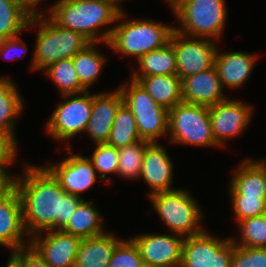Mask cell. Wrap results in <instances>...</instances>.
Returning a JSON list of instances; mask_svg holds the SVG:
<instances>
[{
    "label": "cell",
    "mask_w": 266,
    "mask_h": 267,
    "mask_svg": "<svg viewBox=\"0 0 266 267\" xmlns=\"http://www.w3.org/2000/svg\"><path fill=\"white\" fill-rule=\"evenodd\" d=\"M18 174L23 224L29 238L48 231L62 229L85 199L65 192L59 181L44 166L24 164Z\"/></svg>",
    "instance_id": "cell-1"
},
{
    "label": "cell",
    "mask_w": 266,
    "mask_h": 267,
    "mask_svg": "<svg viewBox=\"0 0 266 267\" xmlns=\"http://www.w3.org/2000/svg\"><path fill=\"white\" fill-rule=\"evenodd\" d=\"M122 9L113 0H57L45 12L57 25L101 44L108 42L114 25L106 26L116 23Z\"/></svg>",
    "instance_id": "cell-2"
},
{
    "label": "cell",
    "mask_w": 266,
    "mask_h": 267,
    "mask_svg": "<svg viewBox=\"0 0 266 267\" xmlns=\"http://www.w3.org/2000/svg\"><path fill=\"white\" fill-rule=\"evenodd\" d=\"M124 8L119 13L108 42H104L115 53L135 57L137 61L144 54L158 50L170 42L175 26L159 21L125 18ZM119 21V22H118Z\"/></svg>",
    "instance_id": "cell-3"
},
{
    "label": "cell",
    "mask_w": 266,
    "mask_h": 267,
    "mask_svg": "<svg viewBox=\"0 0 266 267\" xmlns=\"http://www.w3.org/2000/svg\"><path fill=\"white\" fill-rule=\"evenodd\" d=\"M37 27L36 43L30 67L43 71L52 63L72 58L90 42L80 33L57 25L45 12L33 14L27 30Z\"/></svg>",
    "instance_id": "cell-4"
},
{
    "label": "cell",
    "mask_w": 266,
    "mask_h": 267,
    "mask_svg": "<svg viewBox=\"0 0 266 267\" xmlns=\"http://www.w3.org/2000/svg\"><path fill=\"white\" fill-rule=\"evenodd\" d=\"M169 6L180 24L175 25V31L216 42L223 38L227 23L225 0H172Z\"/></svg>",
    "instance_id": "cell-5"
},
{
    "label": "cell",
    "mask_w": 266,
    "mask_h": 267,
    "mask_svg": "<svg viewBox=\"0 0 266 267\" xmlns=\"http://www.w3.org/2000/svg\"><path fill=\"white\" fill-rule=\"evenodd\" d=\"M190 193L184 188H178L148 196L152 208L160 216L163 224L171 233L183 237L198 235L205 231L201 226L204 213L199 208L198 200Z\"/></svg>",
    "instance_id": "cell-6"
},
{
    "label": "cell",
    "mask_w": 266,
    "mask_h": 267,
    "mask_svg": "<svg viewBox=\"0 0 266 267\" xmlns=\"http://www.w3.org/2000/svg\"><path fill=\"white\" fill-rule=\"evenodd\" d=\"M168 133L173 144L218 148L206 106L181 102L168 109Z\"/></svg>",
    "instance_id": "cell-7"
},
{
    "label": "cell",
    "mask_w": 266,
    "mask_h": 267,
    "mask_svg": "<svg viewBox=\"0 0 266 267\" xmlns=\"http://www.w3.org/2000/svg\"><path fill=\"white\" fill-rule=\"evenodd\" d=\"M118 89L135 117L141 140L158 142L168 134V109L156 103L137 81L129 80Z\"/></svg>",
    "instance_id": "cell-8"
},
{
    "label": "cell",
    "mask_w": 266,
    "mask_h": 267,
    "mask_svg": "<svg viewBox=\"0 0 266 267\" xmlns=\"http://www.w3.org/2000/svg\"><path fill=\"white\" fill-rule=\"evenodd\" d=\"M65 100L54 108L45 124V131L57 142H67L79 133L86 132L92 112V94L85 91L80 94L61 96Z\"/></svg>",
    "instance_id": "cell-9"
},
{
    "label": "cell",
    "mask_w": 266,
    "mask_h": 267,
    "mask_svg": "<svg viewBox=\"0 0 266 267\" xmlns=\"http://www.w3.org/2000/svg\"><path fill=\"white\" fill-rule=\"evenodd\" d=\"M234 242L228 236L220 239L209 231L185 237L180 267H230Z\"/></svg>",
    "instance_id": "cell-10"
},
{
    "label": "cell",
    "mask_w": 266,
    "mask_h": 267,
    "mask_svg": "<svg viewBox=\"0 0 266 267\" xmlns=\"http://www.w3.org/2000/svg\"><path fill=\"white\" fill-rule=\"evenodd\" d=\"M169 43L174 48L177 76L181 80L215 66L216 41L186 36L174 30Z\"/></svg>",
    "instance_id": "cell-11"
},
{
    "label": "cell",
    "mask_w": 266,
    "mask_h": 267,
    "mask_svg": "<svg viewBox=\"0 0 266 267\" xmlns=\"http://www.w3.org/2000/svg\"><path fill=\"white\" fill-rule=\"evenodd\" d=\"M253 115L252 105L238 99L226 98L209 107L212 134L217 146L225 148L228 140L243 133L252 121Z\"/></svg>",
    "instance_id": "cell-12"
},
{
    "label": "cell",
    "mask_w": 266,
    "mask_h": 267,
    "mask_svg": "<svg viewBox=\"0 0 266 267\" xmlns=\"http://www.w3.org/2000/svg\"><path fill=\"white\" fill-rule=\"evenodd\" d=\"M139 249L144 265L153 267H180L182 262V235L146 233L130 237Z\"/></svg>",
    "instance_id": "cell-13"
},
{
    "label": "cell",
    "mask_w": 266,
    "mask_h": 267,
    "mask_svg": "<svg viewBox=\"0 0 266 267\" xmlns=\"http://www.w3.org/2000/svg\"><path fill=\"white\" fill-rule=\"evenodd\" d=\"M81 240L61 229L48 230L32 236L29 247L49 267H74Z\"/></svg>",
    "instance_id": "cell-14"
},
{
    "label": "cell",
    "mask_w": 266,
    "mask_h": 267,
    "mask_svg": "<svg viewBox=\"0 0 266 267\" xmlns=\"http://www.w3.org/2000/svg\"><path fill=\"white\" fill-rule=\"evenodd\" d=\"M67 151L70 156L45 165V167L59 181L65 192L82 198V193L87 192L94 186L97 179L101 180V178L98 177L88 157H83L80 153L73 154L71 147H67Z\"/></svg>",
    "instance_id": "cell-15"
},
{
    "label": "cell",
    "mask_w": 266,
    "mask_h": 267,
    "mask_svg": "<svg viewBox=\"0 0 266 267\" xmlns=\"http://www.w3.org/2000/svg\"><path fill=\"white\" fill-rule=\"evenodd\" d=\"M166 147L158 142L148 143L142 158L140 179L150 187L147 196L164 191H172L174 166Z\"/></svg>",
    "instance_id": "cell-16"
},
{
    "label": "cell",
    "mask_w": 266,
    "mask_h": 267,
    "mask_svg": "<svg viewBox=\"0 0 266 267\" xmlns=\"http://www.w3.org/2000/svg\"><path fill=\"white\" fill-rule=\"evenodd\" d=\"M123 103L120 90L92 94V112L85 134L94 145L107 143L114 118Z\"/></svg>",
    "instance_id": "cell-17"
},
{
    "label": "cell",
    "mask_w": 266,
    "mask_h": 267,
    "mask_svg": "<svg viewBox=\"0 0 266 267\" xmlns=\"http://www.w3.org/2000/svg\"><path fill=\"white\" fill-rule=\"evenodd\" d=\"M29 244L30 238L23 224L21 200L16 190L12 195L0 199V245L10 249L11 253L28 248Z\"/></svg>",
    "instance_id": "cell-18"
},
{
    "label": "cell",
    "mask_w": 266,
    "mask_h": 267,
    "mask_svg": "<svg viewBox=\"0 0 266 267\" xmlns=\"http://www.w3.org/2000/svg\"><path fill=\"white\" fill-rule=\"evenodd\" d=\"M181 87L186 103L211 107L228 98L215 66L182 79Z\"/></svg>",
    "instance_id": "cell-19"
},
{
    "label": "cell",
    "mask_w": 266,
    "mask_h": 267,
    "mask_svg": "<svg viewBox=\"0 0 266 267\" xmlns=\"http://www.w3.org/2000/svg\"><path fill=\"white\" fill-rule=\"evenodd\" d=\"M257 58V54L250 52H222L218 46L215 67L223 88L233 90L242 87L251 77Z\"/></svg>",
    "instance_id": "cell-20"
},
{
    "label": "cell",
    "mask_w": 266,
    "mask_h": 267,
    "mask_svg": "<svg viewBox=\"0 0 266 267\" xmlns=\"http://www.w3.org/2000/svg\"><path fill=\"white\" fill-rule=\"evenodd\" d=\"M236 167L228 186L230 196H252L266 201V162L248 157Z\"/></svg>",
    "instance_id": "cell-21"
},
{
    "label": "cell",
    "mask_w": 266,
    "mask_h": 267,
    "mask_svg": "<svg viewBox=\"0 0 266 267\" xmlns=\"http://www.w3.org/2000/svg\"><path fill=\"white\" fill-rule=\"evenodd\" d=\"M108 232L81 240L74 267H108L116 245L122 240Z\"/></svg>",
    "instance_id": "cell-22"
},
{
    "label": "cell",
    "mask_w": 266,
    "mask_h": 267,
    "mask_svg": "<svg viewBox=\"0 0 266 267\" xmlns=\"http://www.w3.org/2000/svg\"><path fill=\"white\" fill-rule=\"evenodd\" d=\"M152 97V99L165 107L173 108L182 102L181 79L177 75L131 76Z\"/></svg>",
    "instance_id": "cell-23"
},
{
    "label": "cell",
    "mask_w": 266,
    "mask_h": 267,
    "mask_svg": "<svg viewBox=\"0 0 266 267\" xmlns=\"http://www.w3.org/2000/svg\"><path fill=\"white\" fill-rule=\"evenodd\" d=\"M101 215L91 200L83 199L61 230L81 239L102 235L107 231L104 230Z\"/></svg>",
    "instance_id": "cell-24"
},
{
    "label": "cell",
    "mask_w": 266,
    "mask_h": 267,
    "mask_svg": "<svg viewBox=\"0 0 266 267\" xmlns=\"http://www.w3.org/2000/svg\"><path fill=\"white\" fill-rule=\"evenodd\" d=\"M24 102L16 82L10 77H0V129L8 132L16 141V120L24 110Z\"/></svg>",
    "instance_id": "cell-25"
},
{
    "label": "cell",
    "mask_w": 266,
    "mask_h": 267,
    "mask_svg": "<svg viewBox=\"0 0 266 267\" xmlns=\"http://www.w3.org/2000/svg\"><path fill=\"white\" fill-rule=\"evenodd\" d=\"M97 44L96 42L88 44L72 57L78 79L87 91H90L92 85L100 78L108 59L106 54L101 53L96 47Z\"/></svg>",
    "instance_id": "cell-26"
},
{
    "label": "cell",
    "mask_w": 266,
    "mask_h": 267,
    "mask_svg": "<svg viewBox=\"0 0 266 267\" xmlns=\"http://www.w3.org/2000/svg\"><path fill=\"white\" fill-rule=\"evenodd\" d=\"M137 64L138 69L132 72V76L177 75L176 56L170 43L144 54Z\"/></svg>",
    "instance_id": "cell-27"
},
{
    "label": "cell",
    "mask_w": 266,
    "mask_h": 267,
    "mask_svg": "<svg viewBox=\"0 0 266 267\" xmlns=\"http://www.w3.org/2000/svg\"><path fill=\"white\" fill-rule=\"evenodd\" d=\"M33 13L17 0H0V41L27 30Z\"/></svg>",
    "instance_id": "cell-28"
},
{
    "label": "cell",
    "mask_w": 266,
    "mask_h": 267,
    "mask_svg": "<svg viewBox=\"0 0 266 267\" xmlns=\"http://www.w3.org/2000/svg\"><path fill=\"white\" fill-rule=\"evenodd\" d=\"M140 140L135 117L123 102L116 112L107 144L120 148Z\"/></svg>",
    "instance_id": "cell-29"
},
{
    "label": "cell",
    "mask_w": 266,
    "mask_h": 267,
    "mask_svg": "<svg viewBox=\"0 0 266 267\" xmlns=\"http://www.w3.org/2000/svg\"><path fill=\"white\" fill-rule=\"evenodd\" d=\"M43 73L54 83L61 96L87 91L78 79L72 58L52 63L43 70Z\"/></svg>",
    "instance_id": "cell-30"
},
{
    "label": "cell",
    "mask_w": 266,
    "mask_h": 267,
    "mask_svg": "<svg viewBox=\"0 0 266 267\" xmlns=\"http://www.w3.org/2000/svg\"><path fill=\"white\" fill-rule=\"evenodd\" d=\"M149 142L140 140L134 144L118 148V176L127 180H136L142 170V158Z\"/></svg>",
    "instance_id": "cell-31"
},
{
    "label": "cell",
    "mask_w": 266,
    "mask_h": 267,
    "mask_svg": "<svg viewBox=\"0 0 266 267\" xmlns=\"http://www.w3.org/2000/svg\"><path fill=\"white\" fill-rule=\"evenodd\" d=\"M237 227L240 236H231L236 246L266 248V220L263 215L242 220Z\"/></svg>",
    "instance_id": "cell-32"
},
{
    "label": "cell",
    "mask_w": 266,
    "mask_h": 267,
    "mask_svg": "<svg viewBox=\"0 0 266 267\" xmlns=\"http://www.w3.org/2000/svg\"><path fill=\"white\" fill-rule=\"evenodd\" d=\"M92 156H89L94 169L103 182L111 183L107 174H116L118 176L119 156L118 148L107 143L96 144Z\"/></svg>",
    "instance_id": "cell-33"
},
{
    "label": "cell",
    "mask_w": 266,
    "mask_h": 267,
    "mask_svg": "<svg viewBox=\"0 0 266 267\" xmlns=\"http://www.w3.org/2000/svg\"><path fill=\"white\" fill-rule=\"evenodd\" d=\"M230 203L237 224L242 220L263 215L266 209V201L258 197L230 196Z\"/></svg>",
    "instance_id": "cell-34"
},
{
    "label": "cell",
    "mask_w": 266,
    "mask_h": 267,
    "mask_svg": "<svg viewBox=\"0 0 266 267\" xmlns=\"http://www.w3.org/2000/svg\"><path fill=\"white\" fill-rule=\"evenodd\" d=\"M144 263L140 257L139 249L134 241L122 239L115 248L108 267H143Z\"/></svg>",
    "instance_id": "cell-35"
},
{
    "label": "cell",
    "mask_w": 266,
    "mask_h": 267,
    "mask_svg": "<svg viewBox=\"0 0 266 267\" xmlns=\"http://www.w3.org/2000/svg\"><path fill=\"white\" fill-rule=\"evenodd\" d=\"M230 267H266V248L241 247L234 244Z\"/></svg>",
    "instance_id": "cell-36"
},
{
    "label": "cell",
    "mask_w": 266,
    "mask_h": 267,
    "mask_svg": "<svg viewBox=\"0 0 266 267\" xmlns=\"http://www.w3.org/2000/svg\"><path fill=\"white\" fill-rule=\"evenodd\" d=\"M28 50L26 42L17 35L0 41V57L15 60L24 56Z\"/></svg>",
    "instance_id": "cell-37"
},
{
    "label": "cell",
    "mask_w": 266,
    "mask_h": 267,
    "mask_svg": "<svg viewBox=\"0 0 266 267\" xmlns=\"http://www.w3.org/2000/svg\"><path fill=\"white\" fill-rule=\"evenodd\" d=\"M18 142L6 131L0 129V164H16Z\"/></svg>",
    "instance_id": "cell-38"
},
{
    "label": "cell",
    "mask_w": 266,
    "mask_h": 267,
    "mask_svg": "<svg viewBox=\"0 0 266 267\" xmlns=\"http://www.w3.org/2000/svg\"><path fill=\"white\" fill-rule=\"evenodd\" d=\"M9 260L16 267H49L30 247L11 252Z\"/></svg>",
    "instance_id": "cell-39"
},
{
    "label": "cell",
    "mask_w": 266,
    "mask_h": 267,
    "mask_svg": "<svg viewBox=\"0 0 266 267\" xmlns=\"http://www.w3.org/2000/svg\"><path fill=\"white\" fill-rule=\"evenodd\" d=\"M14 164H0V199L12 195L17 190L18 175L13 176L9 167Z\"/></svg>",
    "instance_id": "cell-40"
},
{
    "label": "cell",
    "mask_w": 266,
    "mask_h": 267,
    "mask_svg": "<svg viewBox=\"0 0 266 267\" xmlns=\"http://www.w3.org/2000/svg\"><path fill=\"white\" fill-rule=\"evenodd\" d=\"M17 1L21 2L33 14H36L40 12L39 9H37V7L40 6L41 2L44 0H17Z\"/></svg>",
    "instance_id": "cell-41"
},
{
    "label": "cell",
    "mask_w": 266,
    "mask_h": 267,
    "mask_svg": "<svg viewBox=\"0 0 266 267\" xmlns=\"http://www.w3.org/2000/svg\"><path fill=\"white\" fill-rule=\"evenodd\" d=\"M5 267H16L9 259Z\"/></svg>",
    "instance_id": "cell-42"
},
{
    "label": "cell",
    "mask_w": 266,
    "mask_h": 267,
    "mask_svg": "<svg viewBox=\"0 0 266 267\" xmlns=\"http://www.w3.org/2000/svg\"><path fill=\"white\" fill-rule=\"evenodd\" d=\"M113 1L121 7L122 6L121 2L124 1V0H113Z\"/></svg>",
    "instance_id": "cell-43"
},
{
    "label": "cell",
    "mask_w": 266,
    "mask_h": 267,
    "mask_svg": "<svg viewBox=\"0 0 266 267\" xmlns=\"http://www.w3.org/2000/svg\"><path fill=\"white\" fill-rule=\"evenodd\" d=\"M263 217H264L265 220H266V209H265V211H264V213H263Z\"/></svg>",
    "instance_id": "cell-44"
}]
</instances>
